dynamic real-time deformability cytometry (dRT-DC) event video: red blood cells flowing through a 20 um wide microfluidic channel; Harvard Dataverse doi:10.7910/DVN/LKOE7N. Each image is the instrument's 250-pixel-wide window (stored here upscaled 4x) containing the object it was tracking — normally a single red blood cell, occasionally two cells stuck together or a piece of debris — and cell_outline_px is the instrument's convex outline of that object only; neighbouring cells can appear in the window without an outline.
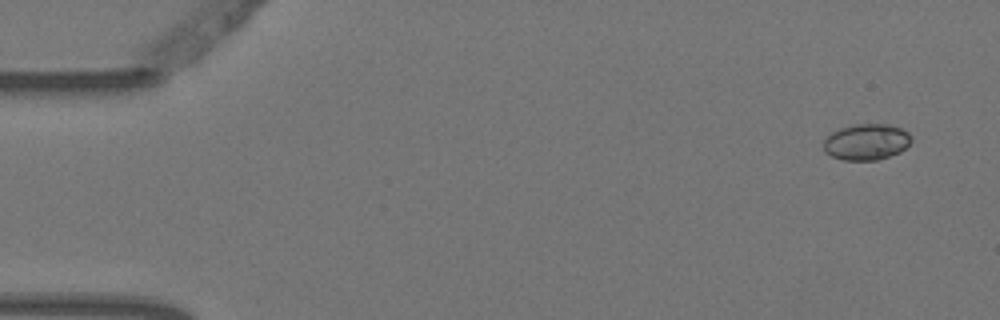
{"species": "Egyptian fruit bat (a non-hibernating species)", "species_latin": "Rousettus aegyptiacus", "temperature_condition": "warm", "stored_images_in_passage": 4, "camera_frame_rate_fps": 3000, "um_per_image_px": 0.085, "animal": {"sex": "female"}, "frame": {"image": 1, "passage_image": 1, "time_ms": 0.0, "image_size_px": [1000, 320], "cell_outline_px": [[912, 140], [900, 152], [876, 160], [844, 160], [832, 156], [824, 152], [824, 140], [832, 132], [840, 128], [852, 124], [888, 124], [900, 128], [908, 132], [912, 136]], "centroid_in_image_um": [73.64, 12.05], "position_along_channel_um": 11.4, "area_um2": 18.44}}